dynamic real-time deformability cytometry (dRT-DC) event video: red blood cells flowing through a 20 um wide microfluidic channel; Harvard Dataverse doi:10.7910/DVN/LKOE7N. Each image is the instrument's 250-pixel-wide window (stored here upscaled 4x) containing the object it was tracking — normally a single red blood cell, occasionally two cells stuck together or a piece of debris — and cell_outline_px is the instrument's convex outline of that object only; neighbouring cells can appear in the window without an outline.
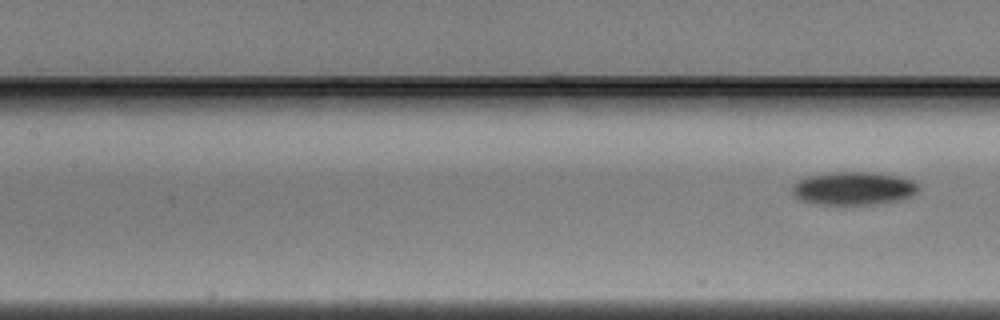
{"species": "Egyptian fruit bat (a non-hibernating species)", "species_latin": "Rousettus aegyptiacus", "temperature_condition": "warm", "stored_images_in_passage": 6, "segment_of_instrument_passage": [2, 2], "camera_frame_rate_fps": 3000, "um_per_image_px": 0.085, "animal": {"sex": "male"}, "frame": {"image": 1, "passage_image": 6, "time_ms": 1.667, "image_size_px": [1000, 320], "cell_outline_px": [[920, 188], [912, 196], [900, 200], [876, 204], [824, 204], [804, 200], [796, 196], [792, 192], [792, 188], [800, 180], [808, 176], [832, 172], [868, 172], [896, 176], [912, 180]], "centroid_in_image_um": [72.6, 16.01], "position_along_channel_um": 134.8, "area_um2": 23.93}}